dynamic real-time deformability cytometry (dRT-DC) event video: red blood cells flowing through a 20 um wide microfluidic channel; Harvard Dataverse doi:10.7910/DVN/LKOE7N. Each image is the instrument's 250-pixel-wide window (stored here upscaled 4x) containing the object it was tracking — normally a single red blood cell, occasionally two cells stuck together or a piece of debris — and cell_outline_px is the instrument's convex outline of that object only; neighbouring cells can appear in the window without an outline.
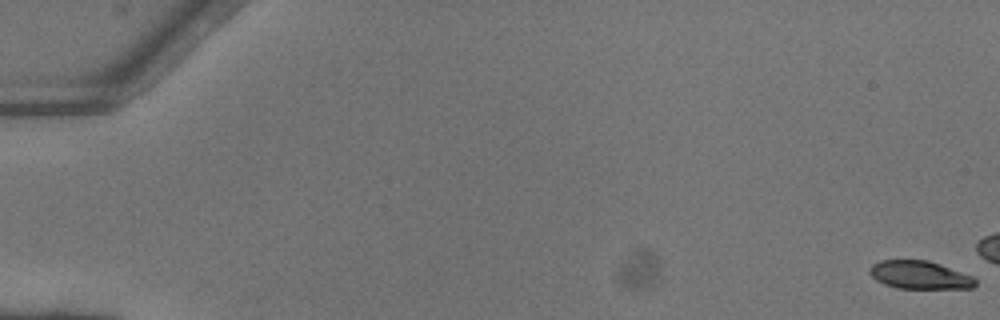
{"species": "common noctule bat (a hibernating species)", "species_latin": "Nyctalus noctula", "temperature_condition": "warm", "stored_images_in_passage": 14, "camera_frame_rate_fps": 3000, "um_per_image_px": 0.085, "animal": {"sex": "female"}, "frame": {"image": 1, "passage_image": 1, "time_ms": 0.0, "image_size_px": [1000, 320], "cell_outline_px": [[976, 284], [972, 288], [896, 288], [884, 284], [876, 280], [868, 272], [872, 264], [880, 260], [928, 260], [940, 264], [972, 276], [976, 280]], "centroid_in_image_um": [78.15, 23.37], "position_along_channel_um": 6.9, "area_um2": 17.22}}